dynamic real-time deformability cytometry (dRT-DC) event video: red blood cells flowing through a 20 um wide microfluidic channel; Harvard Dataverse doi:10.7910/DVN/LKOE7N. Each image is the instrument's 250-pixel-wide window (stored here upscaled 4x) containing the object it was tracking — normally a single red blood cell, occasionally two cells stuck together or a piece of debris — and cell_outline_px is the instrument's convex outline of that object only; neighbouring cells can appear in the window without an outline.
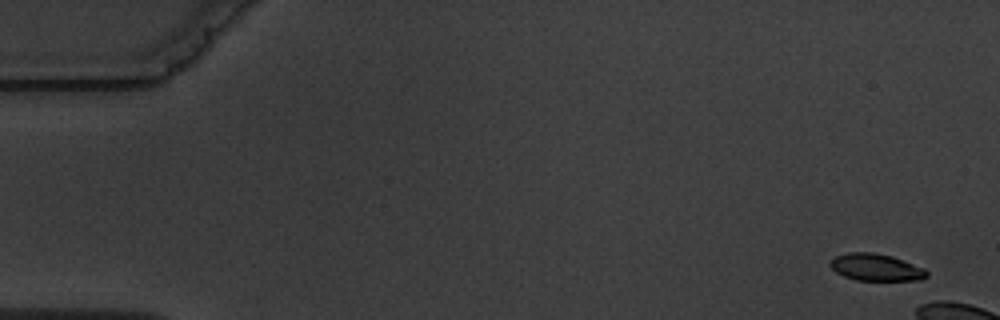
{"species": "common noctule bat (a hibernating species)", "species_latin": "Nyctalus noctula", "temperature_condition": "warm", "stored_images_in_passage": 6, "camera_frame_rate_fps": 3000, "um_per_image_px": 0.085, "animal": {"sex": "male", "body_mass_g": 19.5, "forearm_length_mm": 54.6}, "frame": {"image": 1, "passage_image": 1, "time_ms": 0.0, "image_size_px": [1000, 320], "cell_outline_px": [[928, 276], [920, 280], [856, 280], [844, 276], [836, 272], [828, 264], [836, 256], [848, 252], [872, 252], [892, 256], [924, 268], [928, 272]], "centroid_in_image_um": [74.46, 22.72], "position_along_channel_um": 10.5, "area_um2": 15.14}}
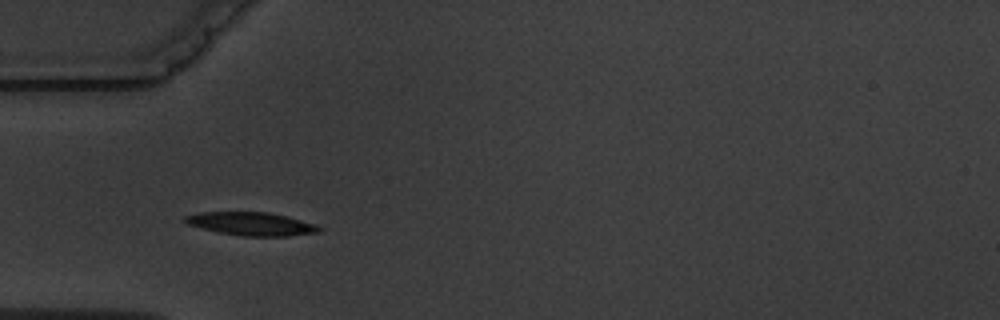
{"frame": {"image": 2, "passage_image": 5, "time_ms": 6.667, "image_size_px": [1000, 320], "cell_outline_px": [[320, 232], [288, 236], [240, 236], [220, 232], [188, 224], [184, 220], [184, 216], [200, 212], [268, 212], [288, 216], [316, 224], [320, 228]], "centroid_in_image_um": [21.4, 19.02], "position_along_channel_um": 63.6, "area_um2": 18.03}}
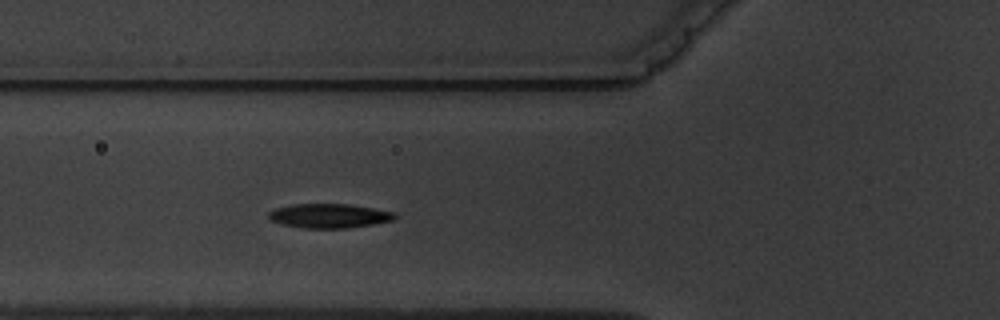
{"frame": {"image": 3, "passage_image": 6, "time_ms": 7.667, "image_size_px": [1000, 320], "cell_outline_px": [[396, 216], [392, 220], [372, 224], [348, 228], [304, 228], [280, 224], [268, 220], [268, 212], [276, 208], [292, 204], [348, 204], [396, 212]], "centroid_in_image_um": [27.93, 18.34], "position_along_channel_um": 97.9, "area_um2": 17.86}}